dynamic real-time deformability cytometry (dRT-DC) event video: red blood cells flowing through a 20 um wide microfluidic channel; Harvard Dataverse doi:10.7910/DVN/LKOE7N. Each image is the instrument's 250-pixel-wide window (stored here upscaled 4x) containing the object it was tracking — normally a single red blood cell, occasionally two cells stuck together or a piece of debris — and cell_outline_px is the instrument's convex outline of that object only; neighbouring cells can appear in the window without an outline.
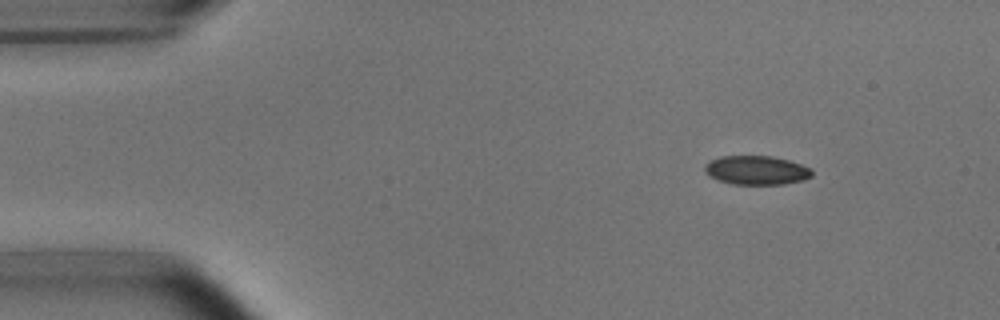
{"species": "common noctule bat (a hibernating species)", "species_latin": "Nyctalus noctula", "temperature_condition": "room temperature", "stored_images_in_passage": 7, "camera_frame_rate_fps": 3000, "um_per_image_px": 0.085, "animal": {"sex": "male", "body_mass_g": 15.6}, "frame": {"image": 1, "passage_image": 1, "time_ms": 0.0, "image_size_px": [1000, 320], "cell_outline_px": [[812, 176], [804, 180], [784, 184], [732, 184], [708, 176], [704, 172], [704, 164], [708, 160], [720, 156], [772, 156], [788, 160], [800, 164], [808, 168], [812, 172]], "centroid_in_image_um": [64.24, 14.46], "position_along_channel_um": 20.8, "area_um2": 18.15}}
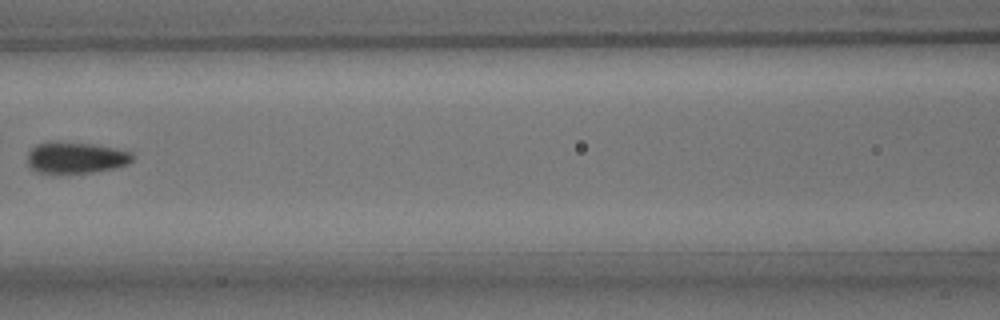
{"frame": {"image": 2, "passage_image": 6, "time_ms": 1.667, "image_size_px": [1000, 320], "cell_outline_px": [[132, 160], [128, 164], [112, 168], [92, 172], [36, 172], [28, 168], [28, 152], [36, 144], [56, 140], [92, 144], [132, 152]], "centroid_in_image_um": [6.39, 13.38], "position_along_channel_um": 160.2, "area_um2": 19.07}}
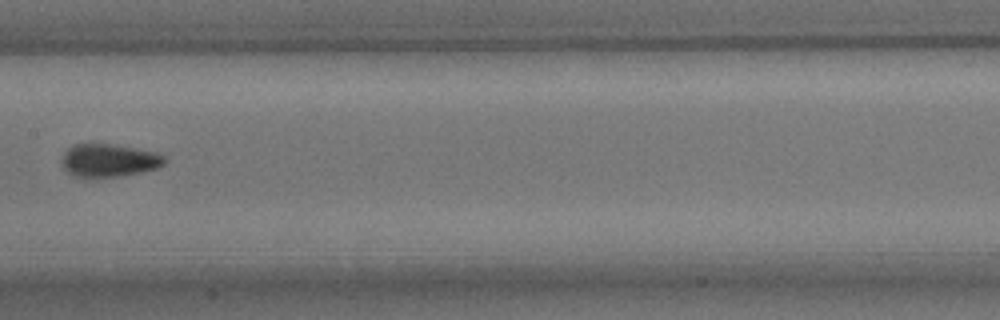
{"frame": {"image": 3, "passage_image": 7, "time_ms": 2.0, "image_size_px": [1000, 320], "cell_outline_px": [[168, 160], [164, 164], [156, 168], [140, 172], [120, 176], [76, 176], [68, 172], [64, 168], [64, 152], [72, 144], [112, 144], [156, 152], [164, 156]], "centroid_in_image_um": [9.3, 13.61], "position_along_channel_um": 198.1, "area_um2": 19.31}}